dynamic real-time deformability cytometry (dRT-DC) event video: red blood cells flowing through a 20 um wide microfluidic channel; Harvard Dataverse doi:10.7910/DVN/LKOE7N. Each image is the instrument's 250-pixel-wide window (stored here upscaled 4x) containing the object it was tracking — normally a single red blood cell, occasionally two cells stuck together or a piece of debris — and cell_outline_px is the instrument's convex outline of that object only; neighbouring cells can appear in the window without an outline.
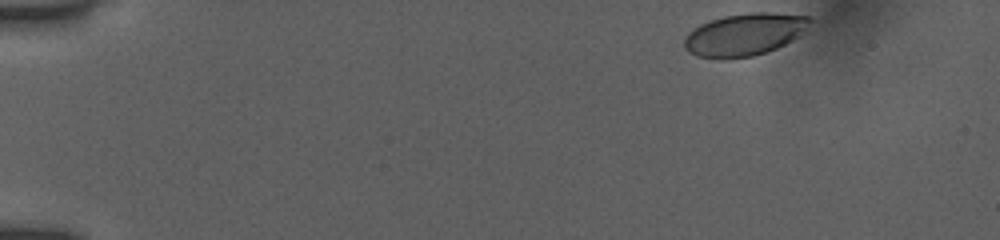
{"species": "human", "species_latin": "Homo sapiens", "temperature_condition": "room temperature", "stored_images_in_passage": 10, "camera_frame_rate_fps": 3000, "um_per_image_px": 0.085, "donor": {"sex": "female"}, "frame": {"image": 1, "passage_image": 1, "time_ms": 0.0, "image_size_px": [1000, 240], "cell_outline_px": [[812, 20], [792, 40], [776, 48], [752, 56], [720, 60], [696, 56], [688, 52], [684, 48], [684, 40], [688, 32], [700, 24], [708, 20], [724, 16], [748, 12], [768, 12], [808, 16]], "centroid_in_image_um": [63.19, 2.94], "position_along_channel_um": 21.8, "area_um2": 30.92}}